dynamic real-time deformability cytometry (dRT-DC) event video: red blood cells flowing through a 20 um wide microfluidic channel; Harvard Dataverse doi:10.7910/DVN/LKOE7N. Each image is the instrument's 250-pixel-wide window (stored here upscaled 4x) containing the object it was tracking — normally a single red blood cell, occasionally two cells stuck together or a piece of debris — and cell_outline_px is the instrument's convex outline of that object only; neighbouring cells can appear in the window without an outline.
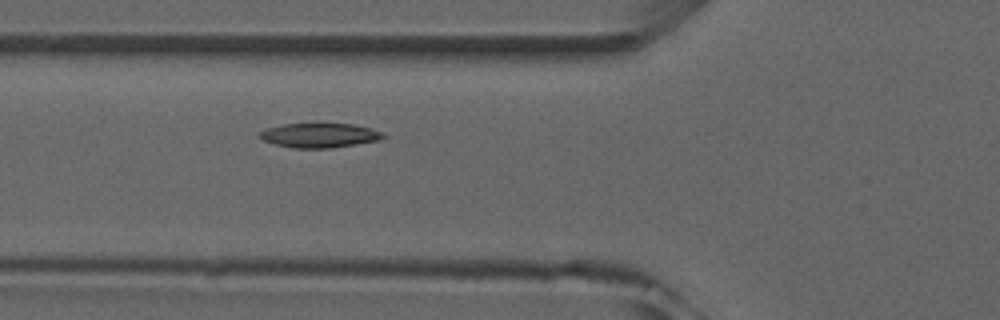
{"species": "common noctule bat (a hibernating species)", "species_latin": "Nyctalus noctula", "temperature_condition": "room temperature", "stored_images_in_passage": 4, "camera_frame_rate_fps": 3000, "um_per_image_px": 0.085, "animal": {"sex": "male", "forearm_length_mm": 52.5}, "frame": {"image": 1, "passage_image": 4, "time_ms": 4.0, "image_size_px": [1000, 320], "cell_outline_px": [[388, 136], [380, 140], [332, 148], [292, 148], [276, 144], [264, 140], [260, 136], [260, 132], [268, 128], [284, 124], [352, 124], [372, 128]], "centroid_in_image_um": [27.22, 11.51], "position_along_channel_um": 98.6, "area_um2": 17.4}}